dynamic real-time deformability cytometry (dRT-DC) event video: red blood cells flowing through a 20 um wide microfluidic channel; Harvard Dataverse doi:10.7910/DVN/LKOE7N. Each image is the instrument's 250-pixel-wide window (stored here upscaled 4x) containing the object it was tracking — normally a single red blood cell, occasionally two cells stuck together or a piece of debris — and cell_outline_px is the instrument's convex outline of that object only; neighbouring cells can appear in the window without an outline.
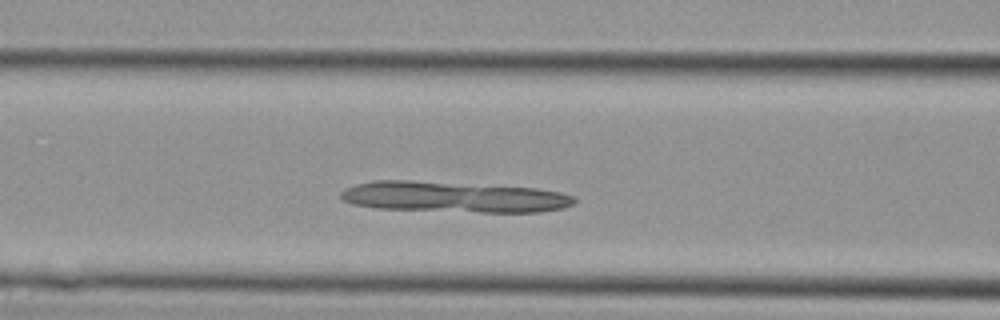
{"species": "Egyptian fruit bat (a non-hibernating species)", "species_latin": "Rousettus aegyptiacus", "temperature_condition": "cold", "stored_images_in_passage": 15, "camera_frame_rate_fps": 3000, "um_per_image_px": 0.085, "animal": {"sex": "female"}, "frame": {"image": 1, "passage_image": 8, "time_ms": 2.333, "image_size_px": [1000, 320], "cell_outline_px": [[576, 200], [572, 204], [564, 208], [536, 212], [480, 212], [376, 208], [352, 204], [344, 200], [340, 196], [340, 192], [344, 188], [356, 184], [372, 180], [408, 180], [536, 188], [560, 192], [576, 196]], "centroid_in_image_um": [38.56, 16.74], "position_along_channel_um": 128.0, "area_um2": 41.91}}
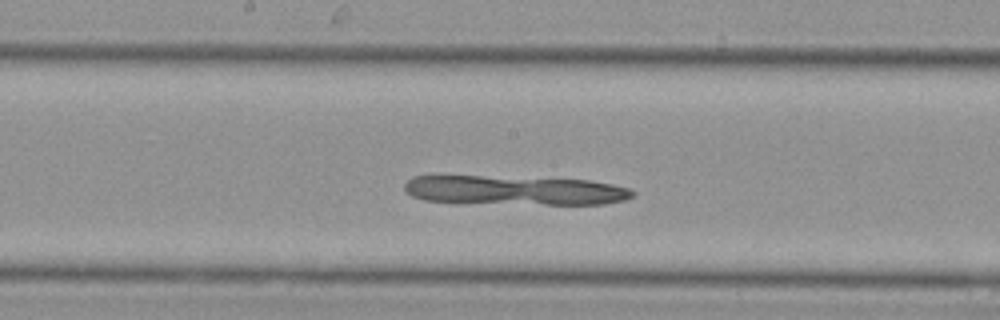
{"frame": {"image": 2, "passage_image": 12, "time_ms": 3.667, "image_size_px": [1000, 320], "cell_outline_px": [[636, 192], [632, 196], [624, 200], [604, 204], [456, 204], [424, 200], [412, 196], [404, 188], [404, 184], [412, 176], [480, 176], [588, 180], [612, 184], [628, 188]], "centroid_in_image_um": [43.68, 16.2], "position_along_channel_um": 204.5, "area_um2": 39.54}}
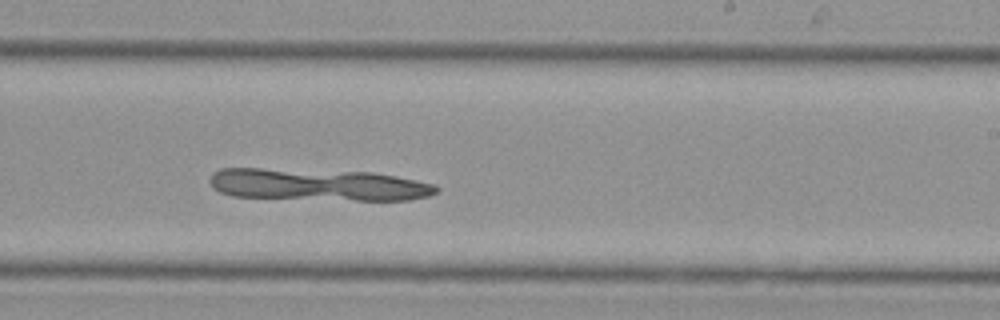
{"frame": {"image": 3, "passage_image": 15, "time_ms": 4.667, "image_size_px": [1000, 320], "cell_outline_px": [[440, 188], [436, 192], [428, 196], [408, 200], [356, 200], [232, 196], [220, 192], [212, 188], [208, 180], [212, 172], [220, 168], [260, 168], [372, 172], [396, 176], [436, 184]], "centroid_in_image_um": [27.0, 15.69], "position_along_channel_um": 262.0, "area_um2": 42.37}}